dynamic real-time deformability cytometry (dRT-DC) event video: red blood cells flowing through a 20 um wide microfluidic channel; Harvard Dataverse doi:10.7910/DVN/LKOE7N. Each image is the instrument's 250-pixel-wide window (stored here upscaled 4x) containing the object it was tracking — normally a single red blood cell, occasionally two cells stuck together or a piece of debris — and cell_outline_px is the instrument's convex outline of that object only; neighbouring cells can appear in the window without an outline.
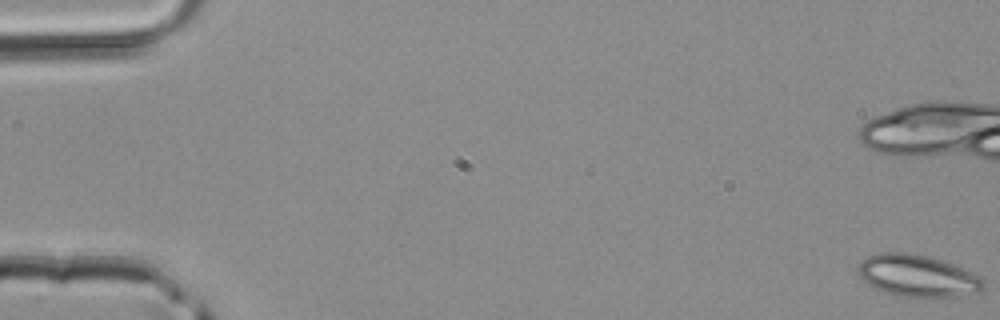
{"species": "common noctule bat (a hibernating species)", "species_latin": "Nyctalus noctula", "temperature_condition": "room temperature", "stored_images_in_passage": 15, "camera_frame_rate_fps": 3000, "um_per_image_px": 0.085, "animal": {"sex": "male", "body_mass_g": 20.4}, "frame": {"image": 1, "passage_image": 1, "time_ms": 0.0, "image_size_px": [1000, 320], "cell_outline_px": [[984, 288], [980, 292], [956, 296], [896, 296], [876, 288], [868, 284], [860, 276], [860, 264], [868, 256], [880, 252], [904, 252], [928, 256], [952, 264], [972, 272], [980, 276], [984, 280]], "centroid_in_image_um": [78.03, 23.44], "position_along_channel_um": 7.0, "area_um2": 30.11}}